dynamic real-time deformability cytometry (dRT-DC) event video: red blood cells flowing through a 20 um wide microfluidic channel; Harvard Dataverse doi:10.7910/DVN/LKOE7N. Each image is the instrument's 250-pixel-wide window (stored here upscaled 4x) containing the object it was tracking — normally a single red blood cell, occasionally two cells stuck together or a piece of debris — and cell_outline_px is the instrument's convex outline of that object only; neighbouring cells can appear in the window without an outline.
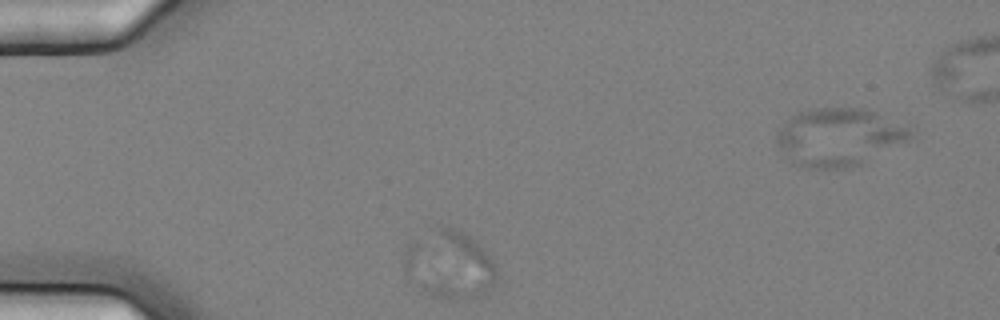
{"species": "common noctule bat (a hibernating species)", "species_latin": "Nyctalus noctula", "temperature_condition": "cold", "stored_images_in_passage": 5, "segment_of_instrument_passage": [1, 2], "camera_frame_rate_fps": 3000, "um_per_image_px": 0.085, "animal": {"sex": "female", "body_mass_g": 25.1}, "frame": {"image": 1, "passage_image": 2, "time_ms": 0.333, "image_size_px": [1000, 320], "cell_outline_px": [[496, 280], [484, 292], [468, 300], [432, 296], [404, 276], [400, 260], [412, 240], [440, 224], [448, 224], [468, 236], [480, 244], [484, 248], [496, 264]], "centroid_in_image_um": [38.14, 22.45], "position_along_channel_um": 46.9, "area_um2": 37.22}}
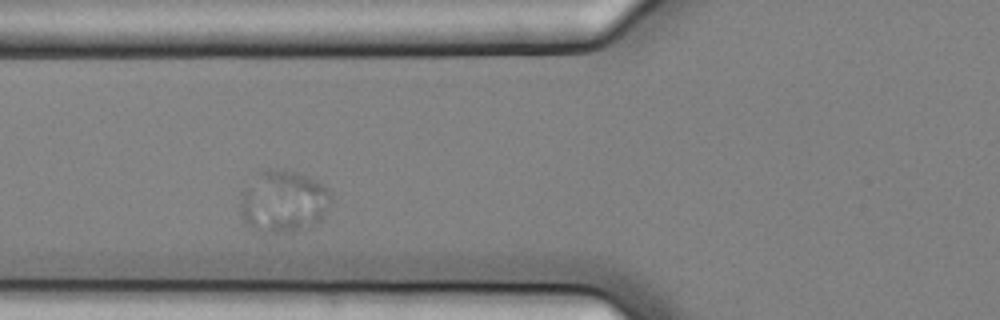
{"frame": {"image": 2, "passage_image": 4, "time_ms": 1.0, "image_size_px": [1000, 320], "cell_outline_px": [[332, 200], [324, 216], [316, 224], [292, 232], [268, 236], [264, 236], [252, 228], [244, 220], [240, 212], [240, 200], [244, 188], [256, 172], [268, 168], [288, 168], [300, 172], [308, 176], [328, 188], [332, 192]], "centroid_in_image_um": [24.08, 17.13], "position_along_channel_um": 101.7, "area_um2": 34.16}}